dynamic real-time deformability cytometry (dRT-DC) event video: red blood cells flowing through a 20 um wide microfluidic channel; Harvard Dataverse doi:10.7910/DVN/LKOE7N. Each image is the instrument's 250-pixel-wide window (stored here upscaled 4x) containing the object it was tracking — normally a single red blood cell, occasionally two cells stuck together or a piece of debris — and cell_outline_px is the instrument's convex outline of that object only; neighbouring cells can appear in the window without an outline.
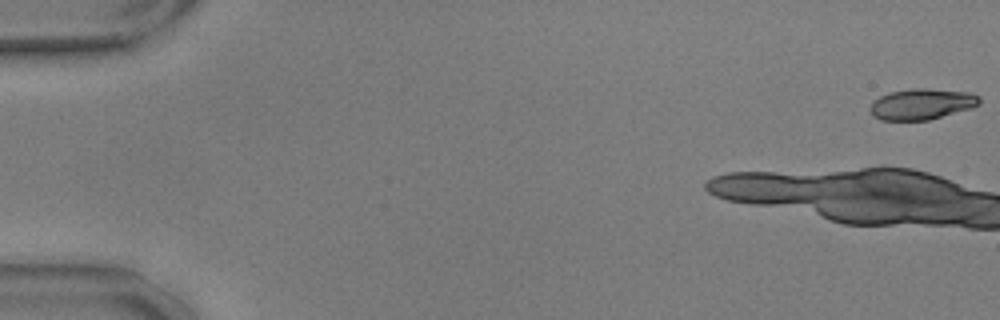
{"species": "common noctule bat (a hibernating species)", "species_latin": "Nyctalus noctula", "temperature_condition": "warm", "stored_images_in_passage": 10, "camera_frame_rate_fps": 3000, "um_per_image_px": 0.085, "animal": {"sex": "male", "body_mass_g": 17.9, "forearm_length_mm": 54.2}, "frame": {"image": 1, "passage_image": 1, "time_ms": 0.0, "image_size_px": [1000, 320], "cell_outline_px": [[980, 104], [972, 108], [928, 120], [880, 120], [872, 116], [868, 108], [872, 100], [888, 92], [912, 88], [928, 88], [972, 92], [980, 96]], "centroid_in_image_um": [78.33, 8.83], "position_along_channel_um": 6.7, "area_um2": 20.11}}